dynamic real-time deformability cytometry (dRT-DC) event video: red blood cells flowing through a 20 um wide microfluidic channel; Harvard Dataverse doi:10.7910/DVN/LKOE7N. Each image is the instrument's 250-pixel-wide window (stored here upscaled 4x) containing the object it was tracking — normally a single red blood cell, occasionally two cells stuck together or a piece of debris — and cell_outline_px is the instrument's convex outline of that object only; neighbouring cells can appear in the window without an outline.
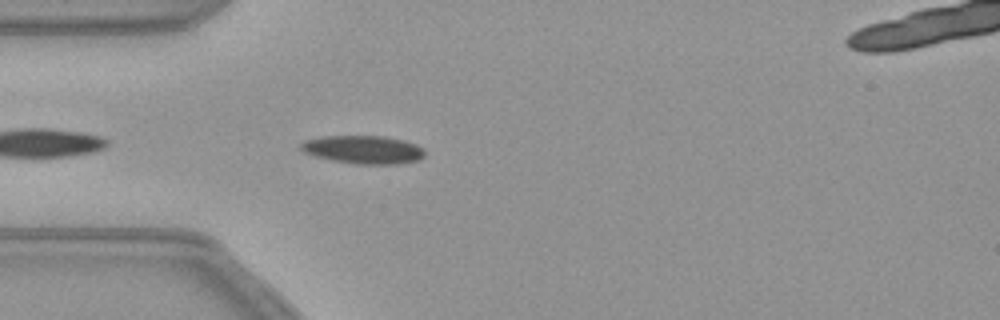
{"species": "common noctule bat (a hibernating species)", "species_latin": "Nyctalus noctula", "temperature_condition": "warm", "stored_images_in_passage": 43, "camera_frame_rate_fps": 3000, "um_per_image_px": 0.085, "animal": {"sex": "female", "body_mass_g": 21.9}, "frame": {"image": 1, "passage_image": 3, "time_ms": 0.667, "image_size_px": [1000, 320], "cell_outline_px": [[424, 156], [420, 160], [400, 164], [352, 164], [332, 160], [316, 156], [304, 152], [300, 148], [300, 144], [304, 140], [320, 136], [384, 136], [404, 140], [416, 144], [424, 148]], "centroid_in_image_um": [30.9, 12.72], "position_along_channel_um": 54.1, "area_um2": 20.58}}
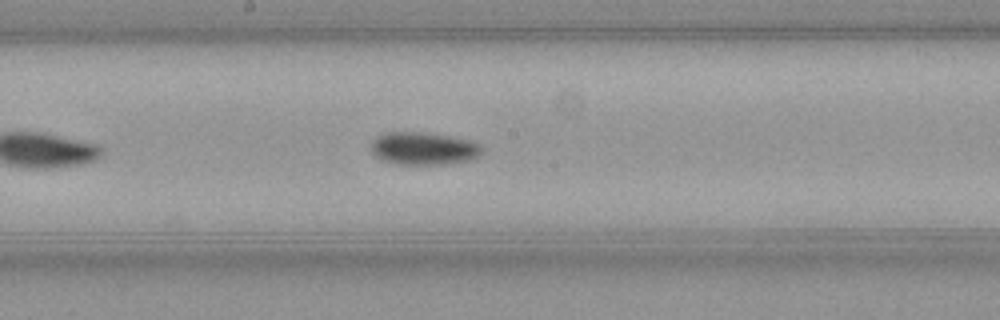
{"frame": {"image": 2, "passage_image": 16, "time_ms": 5.0, "image_size_px": [1000, 320], "cell_outline_px": [[484, 152], [480, 156], [468, 160], [448, 164], [396, 164], [384, 160], [376, 156], [372, 152], [372, 140], [376, 136], [388, 132], [424, 132], [472, 140], [480, 144], [484, 148]], "centroid_in_image_um": [36.06, 12.62], "position_along_channel_um": 212.1, "area_um2": 21.27}}
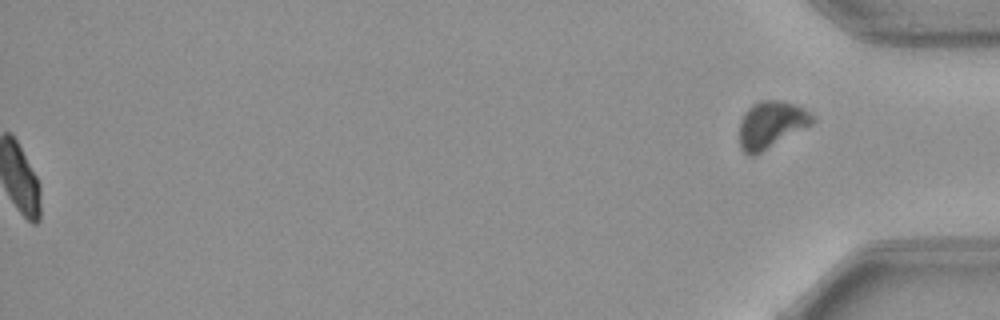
{"frame": {"image": 3, "passage_image": 43, "time_ms": 14.0, "image_size_px": [1000, 320], "cell_outline_px": [[816, 120], [812, 124], [760, 152], [752, 156], [748, 156], [740, 148], [740, 120], [744, 112], [752, 104], [760, 100], [784, 100], [808, 112]], "centroid_in_image_um": [65.5, 10.58], "position_along_channel_um": 369.7, "area_um2": 19.65}}